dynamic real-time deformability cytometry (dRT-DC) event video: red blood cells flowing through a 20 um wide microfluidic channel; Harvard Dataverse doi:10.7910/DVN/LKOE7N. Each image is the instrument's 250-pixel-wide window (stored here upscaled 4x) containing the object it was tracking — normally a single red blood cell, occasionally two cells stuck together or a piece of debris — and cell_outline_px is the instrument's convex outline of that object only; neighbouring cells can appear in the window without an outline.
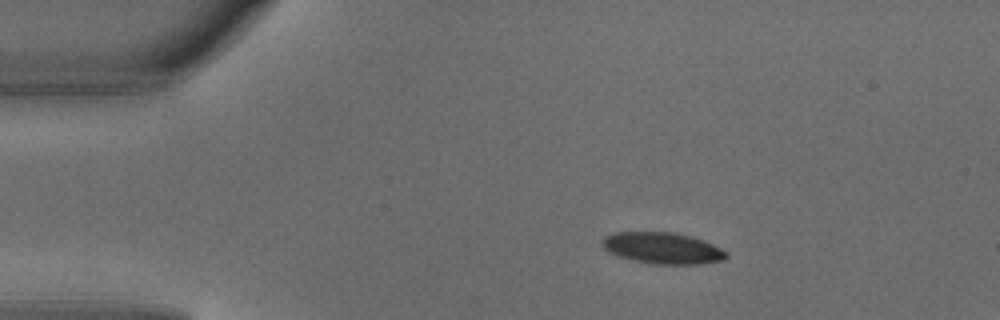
{"species": "common noctule bat (a hibernating species)", "species_latin": "Nyctalus noctula", "temperature_condition": "warm", "stored_images_in_passage": 3, "camera_frame_rate_fps": 3000, "um_per_image_px": 0.085, "animal": {"sex": "male", "body_mass_g": 18.8}, "frame": {"image": 1, "passage_image": 1, "time_ms": 0.0, "image_size_px": [1000, 320], "cell_outline_px": [[728, 256], [724, 260], [696, 264], [656, 264], [636, 260], [620, 256], [608, 252], [600, 244], [600, 240], [604, 236], [616, 232], [676, 232], [692, 236], [704, 240], [728, 252]], "centroid_in_image_um": [56.32, 21.07], "position_along_channel_um": 28.7, "area_um2": 22.72}}
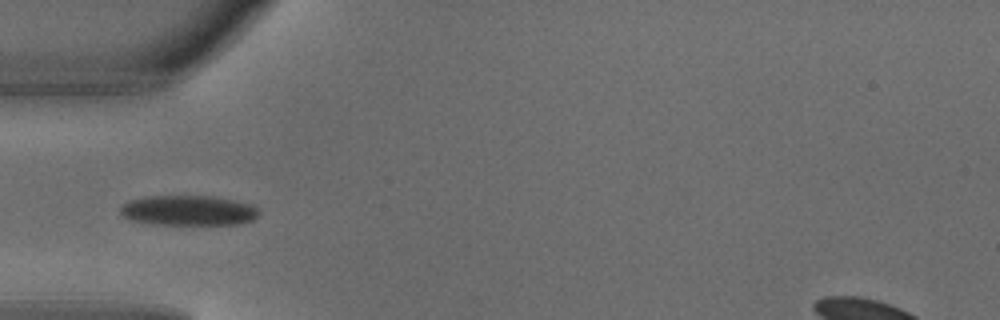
{"frame": {"image": 2, "passage_image": 2, "time_ms": 0.333, "image_size_px": [1000, 320], "cell_outline_px": [[260, 212], [252, 220], [240, 224], [152, 224], [132, 220], [124, 216], [120, 212], [120, 208], [124, 204], [132, 200], [144, 196], [212, 196], [232, 200], [248, 204], [256, 208]], "centroid_in_image_um": [16.0, 17.89], "position_along_channel_um": 69.0, "area_um2": 23.99}}
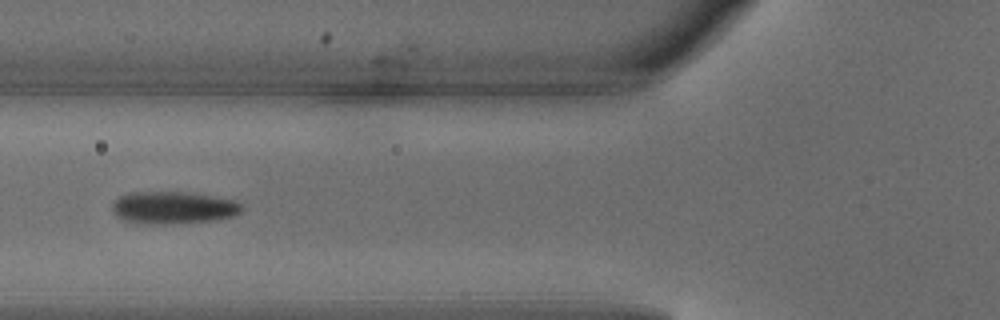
{"frame": {"image": 3, "passage_image": 3, "time_ms": 0.667, "image_size_px": [1000, 320], "cell_outline_px": [[244, 208], [240, 212], [232, 216], [212, 220], [188, 224], [136, 224], [120, 220], [112, 212], [112, 204], [120, 196], [128, 192], [184, 192], [212, 196], [236, 200], [244, 204]], "centroid_in_image_um": [14.7, 17.67], "position_along_channel_um": 111.1, "area_um2": 25.03}}